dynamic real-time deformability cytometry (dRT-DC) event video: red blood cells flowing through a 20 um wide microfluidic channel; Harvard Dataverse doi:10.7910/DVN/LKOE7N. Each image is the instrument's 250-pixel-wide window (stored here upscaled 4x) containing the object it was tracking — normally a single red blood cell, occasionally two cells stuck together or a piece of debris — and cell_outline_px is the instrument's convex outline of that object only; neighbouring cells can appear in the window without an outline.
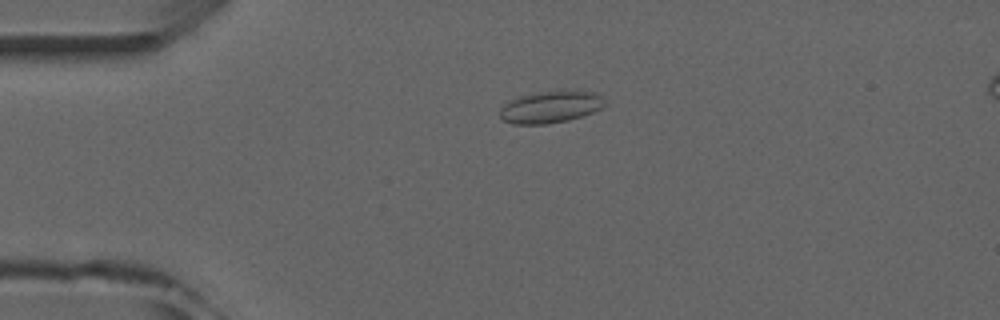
{"species": "common noctule bat (a hibernating species)", "species_latin": "Nyctalus noctula", "temperature_condition": "room temperature", "stored_images_in_passage": 4, "camera_frame_rate_fps": 3000, "um_per_image_px": 0.085, "animal": {"sex": "male", "forearm_length_mm": 52.5}, "frame": {"image": 1, "passage_image": 2, "time_ms": 1.333, "image_size_px": [1000, 320], "cell_outline_px": [[604, 104], [600, 108], [592, 112], [568, 120], [548, 124], [512, 124], [504, 120], [500, 116], [500, 108], [504, 104], [520, 96], [540, 92], [564, 88], [600, 92]], "centroid_in_image_um": [46.83, 9.05], "position_along_channel_um": 38.2, "area_um2": 19.83}}